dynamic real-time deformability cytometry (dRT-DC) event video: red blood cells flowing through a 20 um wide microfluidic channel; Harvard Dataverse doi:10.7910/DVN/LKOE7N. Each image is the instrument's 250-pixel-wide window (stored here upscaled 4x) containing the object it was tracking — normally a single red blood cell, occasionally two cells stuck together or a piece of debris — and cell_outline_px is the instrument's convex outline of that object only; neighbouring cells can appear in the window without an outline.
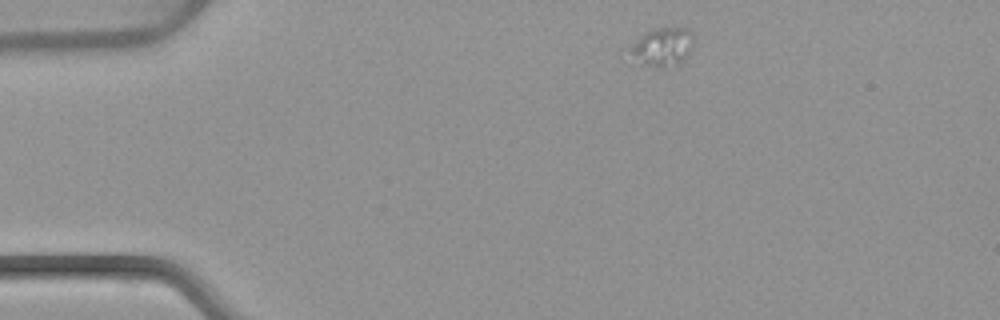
{"species": "common noctule bat (a hibernating species)", "species_latin": "Nyctalus noctula", "temperature_condition": "warm", "stored_images_in_passage": 2, "camera_frame_rate_fps": 3000, "um_per_image_px": 0.085, "animal": {"sex": "female", "body_mass_g": 22.7, "forearm_length_mm": 54.2}, "frame": {"image": 1, "passage_image": 1, "time_ms": 0.0, "image_size_px": [1000, 320], "cell_outline_px": [[692, 48], [684, 60], [680, 64], [664, 68], [656, 68], [632, 64], [620, 56], [644, 32], [656, 28], [688, 28], [692, 32]], "centroid_in_image_um": [56.12, 4.07], "position_along_channel_um": 28.9, "area_um2": 15.55}}